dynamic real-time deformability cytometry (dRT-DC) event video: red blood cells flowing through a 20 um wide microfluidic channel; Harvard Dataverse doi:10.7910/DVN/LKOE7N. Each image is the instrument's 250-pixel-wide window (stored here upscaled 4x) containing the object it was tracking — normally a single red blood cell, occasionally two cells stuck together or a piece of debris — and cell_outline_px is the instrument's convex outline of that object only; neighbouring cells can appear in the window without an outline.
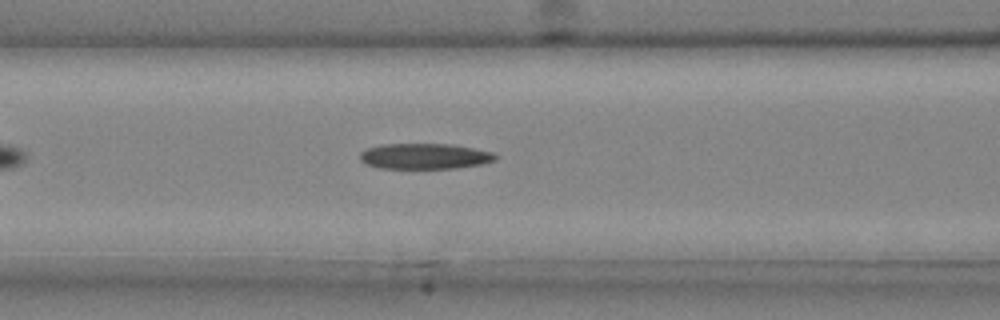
{"species": "common noctule bat (a hibernating species)", "species_latin": "Nyctalus noctula", "temperature_condition": "cold", "stored_images_in_passage": 33, "camera_frame_rate_fps": 3000, "um_per_image_px": 0.085, "animal": {"sex": "male", "body_mass_g": 20.4}, "frame": {"image": 1, "passage_image": 9, "time_ms": 2.667, "image_size_px": [1000, 320], "cell_outline_px": [[496, 160], [480, 164], [456, 168], [380, 168], [368, 164], [360, 160], [360, 152], [368, 148], [384, 144], [452, 144], [492, 152], [496, 156]], "centroid_in_image_um": [36.09, 13.28], "position_along_channel_um": 130.5, "area_um2": 20.0}}
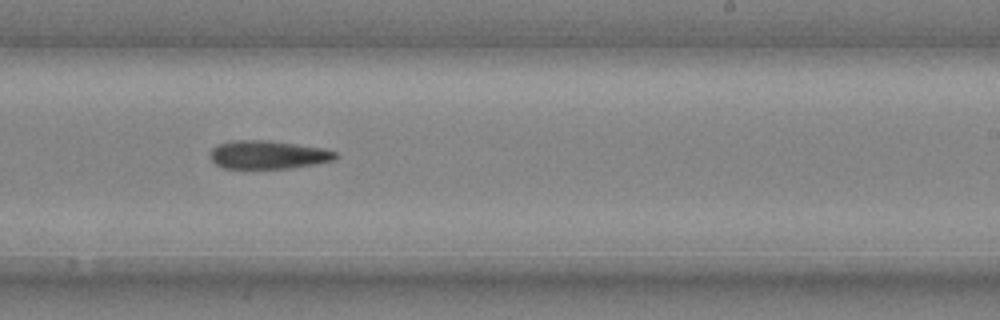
{"frame": {"image": 2, "passage_image": 18, "time_ms": 5.667, "image_size_px": [1000, 320], "cell_outline_px": [[340, 156], [336, 160], [288, 168], [220, 168], [212, 160], [212, 148], [216, 144], [232, 140], [268, 140], [324, 148], [336, 152]], "centroid_in_image_um": [22.8, 13.14], "position_along_channel_um": 266.2, "area_um2": 20.69}}
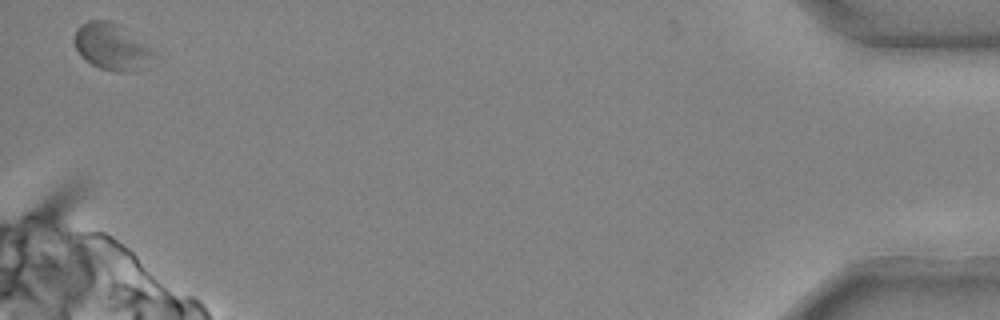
{"frame": {"image": 3, "passage_image": 33, "time_ms": 10.667, "image_size_px": [1000, 320], "cell_outline_px": [[148, 52], [140, 68], [128, 72], [116, 72], [100, 68], [84, 60], [80, 56], [72, 40], [80, 24], [88, 20], [108, 20], [148, 48]], "centroid_in_image_um": [9.25, 3.97], "position_along_channel_um": 425.9, "area_um2": 19.88}}